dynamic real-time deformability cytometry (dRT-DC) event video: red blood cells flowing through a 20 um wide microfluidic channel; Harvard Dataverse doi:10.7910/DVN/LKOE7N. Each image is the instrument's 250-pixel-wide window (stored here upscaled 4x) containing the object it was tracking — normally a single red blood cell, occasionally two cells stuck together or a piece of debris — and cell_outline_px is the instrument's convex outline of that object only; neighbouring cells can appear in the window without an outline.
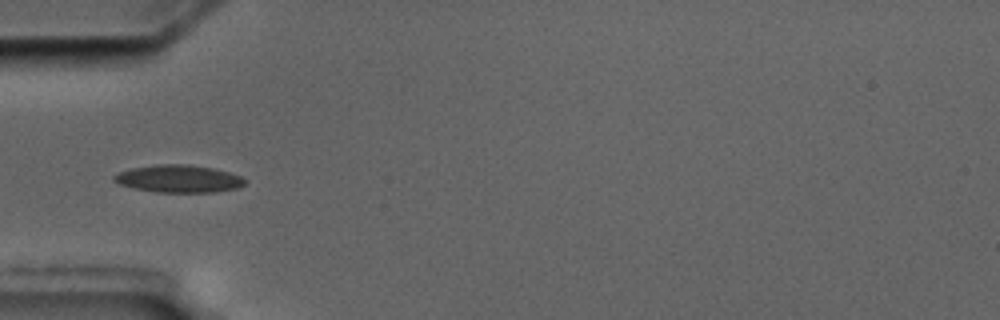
{"species": "common noctule bat (a hibernating species)", "species_latin": "Nyctalus noctula", "temperature_condition": "cold", "stored_images_in_passage": 8, "camera_frame_rate_fps": 3000, "um_per_image_px": 0.085, "animal": {"sex": "male", "body_mass_g": 17.5, "forearm_length_mm": 52.3}, "frame": {"image": 1, "passage_image": 3, "time_ms": 2.333, "image_size_px": [1000, 320], "cell_outline_px": [[248, 180], [244, 184], [236, 188], [216, 192], [156, 192], [136, 188], [120, 184], [112, 180], [112, 176], [120, 172], [132, 168], [156, 164], [188, 164], [212, 168], [228, 172], [240, 176]], "centroid_in_image_um": [15.19, 15.19], "position_along_channel_um": 69.8, "area_um2": 20.87}}
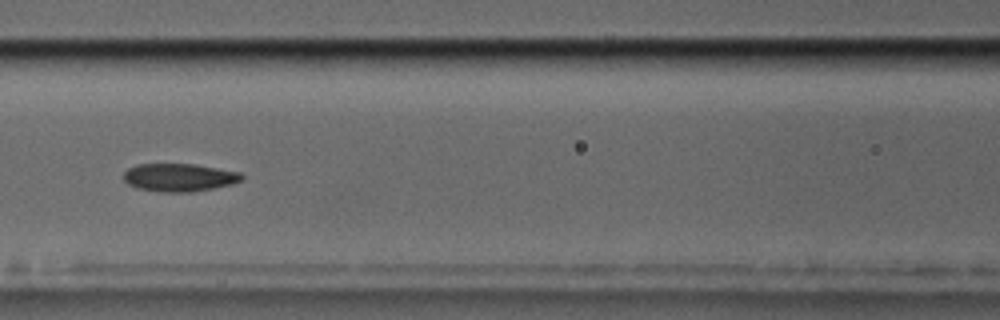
{"frame": {"image": 2, "passage_image": 5, "time_ms": 4.667, "image_size_px": [1000, 320], "cell_outline_px": [[244, 176], [240, 180], [232, 184], [192, 192], [160, 192], [136, 188], [128, 184], [124, 180], [124, 172], [128, 168], [136, 164], [192, 164], [240, 172]], "centroid_in_image_um": [15.19, 15.08], "position_along_channel_um": 151.4, "area_um2": 19.19}}
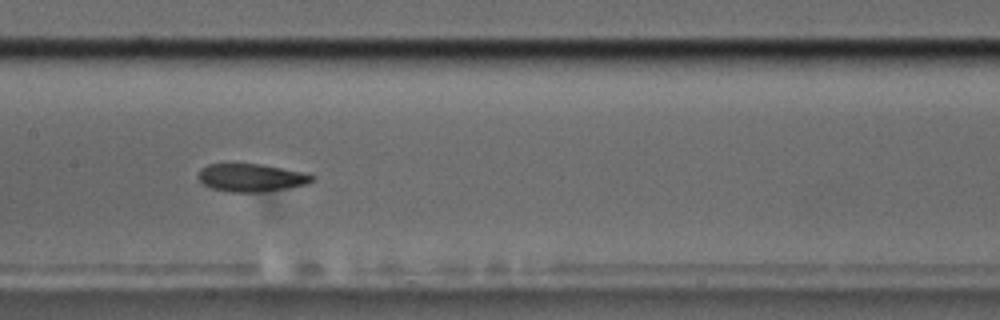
{"frame": {"image": 3, "passage_image": 6, "time_ms": 5.667, "image_size_px": [1000, 320], "cell_outline_px": [[316, 176], [312, 180], [304, 184], [284, 188], [260, 192], [228, 192], [212, 188], [204, 184], [196, 176], [200, 168], [208, 164], [260, 164], [308, 172]], "centroid_in_image_um": [21.34, 15.09], "position_along_channel_um": 186.1, "area_um2": 18.5}}